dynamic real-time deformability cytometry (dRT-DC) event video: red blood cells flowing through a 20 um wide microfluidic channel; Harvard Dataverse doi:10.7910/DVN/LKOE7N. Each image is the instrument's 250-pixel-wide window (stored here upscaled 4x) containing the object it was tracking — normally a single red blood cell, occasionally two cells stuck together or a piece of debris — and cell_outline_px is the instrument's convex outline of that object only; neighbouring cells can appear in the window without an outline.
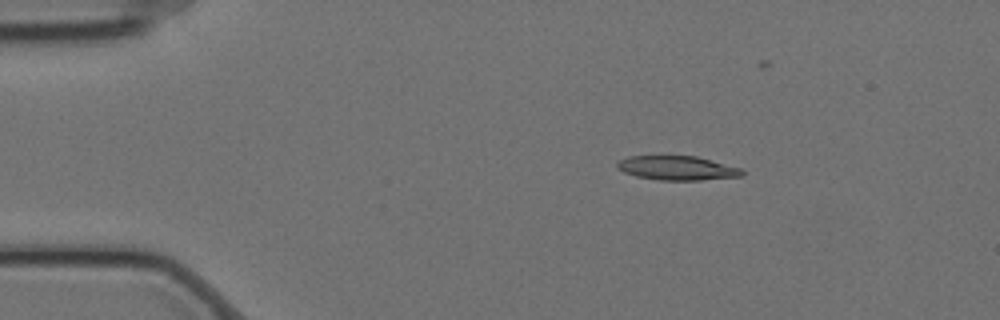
{"species": "Egyptian fruit bat (a non-hibernating species)", "species_latin": "Rousettus aegyptiacus", "temperature_condition": "cold", "stored_images_in_passage": 4, "camera_frame_rate_fps": 3000, "um_per_image_px": 0.085, "animal": {"sex": "female"}, "frame": {"image": 1, "passage_image": 2, "time_ms": 0.333, "image_size_px": [1000, 320], "cell_outline_px": [[744, 176], [700, 180], [660, 180], [636, 176], [624, 172], [616, 168], [616, 164], [620, 160], [628, 156], [696, 156], [740, 168], [744, 172]], "centroid_in_image_um": [57.55, 14.28], "position_along_channel_um": 27.5, "area_um2": 17.51}}